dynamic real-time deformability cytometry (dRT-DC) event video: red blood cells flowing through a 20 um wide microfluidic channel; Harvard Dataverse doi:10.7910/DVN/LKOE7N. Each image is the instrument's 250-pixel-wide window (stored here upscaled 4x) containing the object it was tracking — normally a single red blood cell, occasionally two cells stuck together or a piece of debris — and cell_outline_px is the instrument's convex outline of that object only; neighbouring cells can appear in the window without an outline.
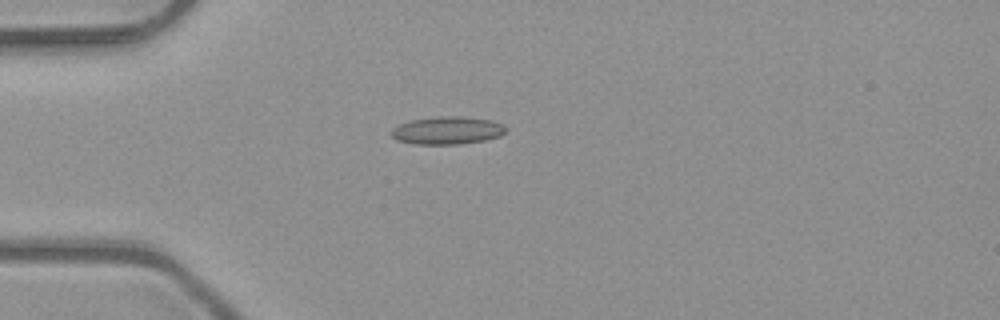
{"species": "common noctule bat (a hibernating species)", "species_latin": "Nyctalus noctula", "temperature_condition": "room temperature", "stored_images_in_passage": 2, "camera_frame_rate_fps": 3000, "um_per_image_px": 0.085, "animal": {"sex": "male", "body_mass_g": 23.1, "forearm_length_mm": 52.7}, "frame": {"image": 1, "passage_image": 2, "time_ms": 0.333, "image_size_px": [1000, 320], "cell_outline_px": [[508, 128], [500, 136], [484, 140], [460, 144], [416, 144], [396, 140], [392, 136], [392, 128], [400, 124], [412, 120], [436, 116], [460, 116], [492, 120], [504, 124]], "centroid_in_image_um": [38.05, 11.08], "position_along_channel_um": 47.0, "area_um2": 18.55}}